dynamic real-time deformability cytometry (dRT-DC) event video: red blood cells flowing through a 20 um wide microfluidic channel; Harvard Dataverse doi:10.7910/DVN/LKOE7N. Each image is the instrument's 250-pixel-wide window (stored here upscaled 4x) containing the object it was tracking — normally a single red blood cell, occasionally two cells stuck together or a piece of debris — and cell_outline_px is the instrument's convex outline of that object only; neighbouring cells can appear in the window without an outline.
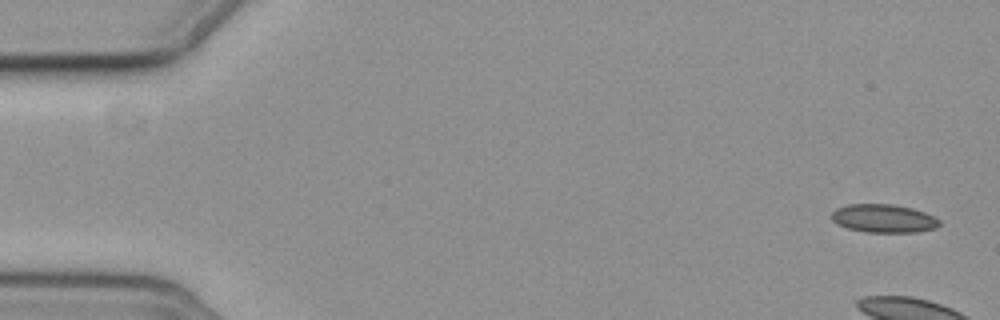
{"species": "common noctule bat (a hibernating species)", "species_latin": "Nyctalus noctula", "temperature_condition": "cold", "stored_images_in_passage": 7, "camera_frame_rate_fps": 3000, "um_per_image_px": 0.085, "animal": {"sex": "female", "body_mass_g": 19.3, "forearm_length_mm": 54.1}, "frame": {"image": 1, "passage_image": 1, "time_ms": 0.0, "image_size_px": [1000, 320], "cell_outline_px": [[940, 224], [936, 228], [916, 232], [868, 232], [848, 228], [836, 224], [832, 220], [832, 212], [836, 208], [848, 204], [892, 204], [912, 208], [924, 212], [940, 220]], "centroid_in_image_um": [75.1, 18.56], "position_along_channel_um": 9.9, "area_um2": 17.74}}